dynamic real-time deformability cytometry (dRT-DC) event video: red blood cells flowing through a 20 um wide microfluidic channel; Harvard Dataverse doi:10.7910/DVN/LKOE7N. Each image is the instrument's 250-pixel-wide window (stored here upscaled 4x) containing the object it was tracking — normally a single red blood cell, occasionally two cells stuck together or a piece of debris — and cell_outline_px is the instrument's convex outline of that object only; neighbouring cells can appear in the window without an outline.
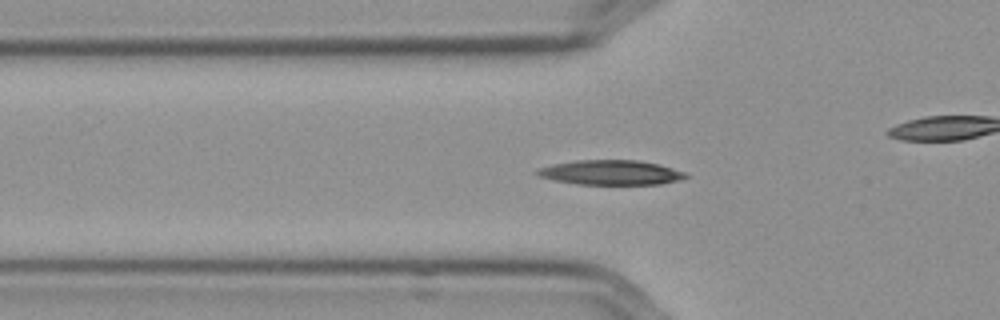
{"species": "Egyptian fruit bat (a non-hibernating species)", "species_latin": "Rousettus aegyptiacus", "temperature_condition": "cold", "stored_images_in_passage": 58, "camera_frame_rate_fps": 3000, "um_per_image_px": 0.085, "frame": {"image": 1, "passage_image": 20, "time_ms": 6.333, "image_size_px": [1000, 320], "cell_outline_px": [[688, 176], [680, 180], [660, 184], [576, 184], [552, 180], [540, 176], [536, 172], [540, 168], [552, 164], [576, 160], [636, 160], [656, 164], [672, 168], [684, 172]], "centroid_in_image_um": [51.9, 14.66], "position_along_channel_um": 73.9, "area_um2": 21.15}}
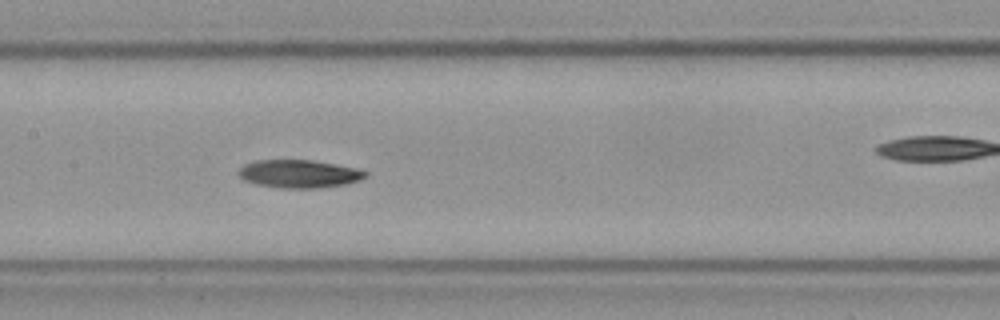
{"frame": {"image": 2, "passage_image": 29, "time_ms": 9.333, "image_size_px": [1000, 320], "cell_outline_px": [[368, 176], [360, 180], [344, 184], [316, 188], [280, 188], [256, 184], [244, 180], [240, 176], [240, 168], [244, 164], [256, 160], [312, 160], [336, 164], [356, 168], [368, 172]], "centroid_in_image_um": [25.44, 14.77], "position_along_channel_um": 182.0, "area_um2": 20.63}}
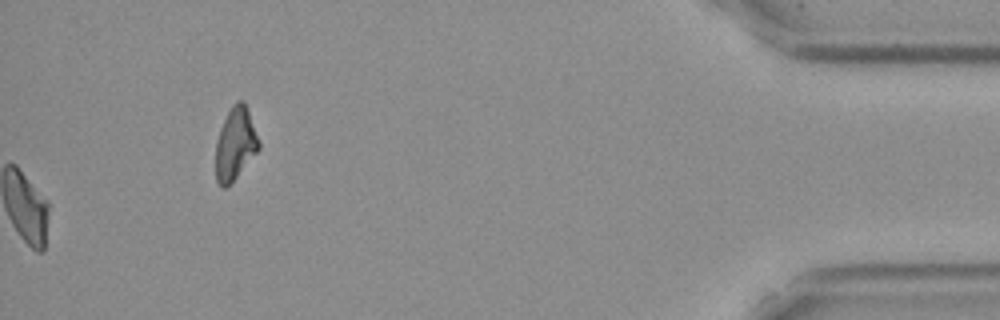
{"frame": {"image": 3, "passage_image": 58, "time_ms": 19.0, "image_size_px": [1000, 320], "cell_outline_px": [[260, 148], [236, 176], [224, 188], [216, 180], [216, 140], [220, 128], [232, 104], [236, 100], [244, 100], [260, 140]], "centroid_in_image_um": [20.01, 12.16], "position_along_channel_um": 415.2, "area_um2": 17.98}, "authors_computed_cell_mechanics": {"area_um2": 20.3167, "velocity_mm_per_s": 3.5771, "shape_relaxation_time_tau1_ms": 10.2743, "shape_relaxation_time_tau2_ms": null, "deformation_change_tau1": 0.2243, "deformation_change_tau2": null}}